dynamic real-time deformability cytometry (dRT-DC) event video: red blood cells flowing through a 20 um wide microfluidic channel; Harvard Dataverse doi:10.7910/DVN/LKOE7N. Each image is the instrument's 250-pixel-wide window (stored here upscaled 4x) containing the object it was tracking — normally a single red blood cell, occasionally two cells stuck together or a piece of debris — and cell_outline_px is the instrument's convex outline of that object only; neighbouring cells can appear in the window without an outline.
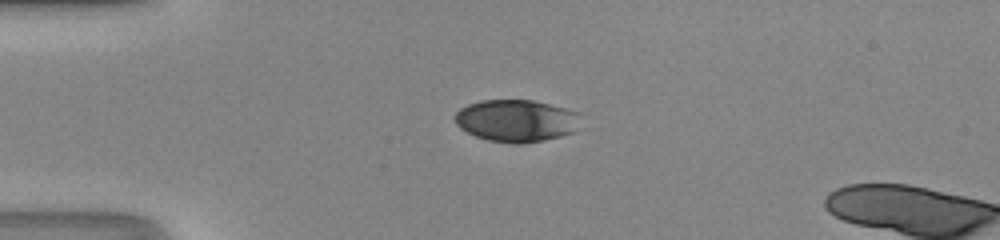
{"species": "human", "species_latin": "Homo sapiens", "temperature_condition": "room temperature", "stored_images_in_passage": 5, "camera_frame_rate_fps": 3000, "um_per_image_px": 0.085, "donor": {"sex": "male"}, "frame": {"image": 1, "passage_image": 1, "time_ms": 0.0, "image_size_px": [1000, 240], "cell_outline_px": [[580, 112], [576, 132], [544, 140], [520, 144], [512, 144], [488, 140], [476, 136], [460, 128], [456, 124], [452, 116], [460, 108], [468, 104], [480, 100], [532, 100]], "centroid_in_image_um": [43.86, 10.26], "position_along_channel_um": 41.1, "area_um2": 31.1}}